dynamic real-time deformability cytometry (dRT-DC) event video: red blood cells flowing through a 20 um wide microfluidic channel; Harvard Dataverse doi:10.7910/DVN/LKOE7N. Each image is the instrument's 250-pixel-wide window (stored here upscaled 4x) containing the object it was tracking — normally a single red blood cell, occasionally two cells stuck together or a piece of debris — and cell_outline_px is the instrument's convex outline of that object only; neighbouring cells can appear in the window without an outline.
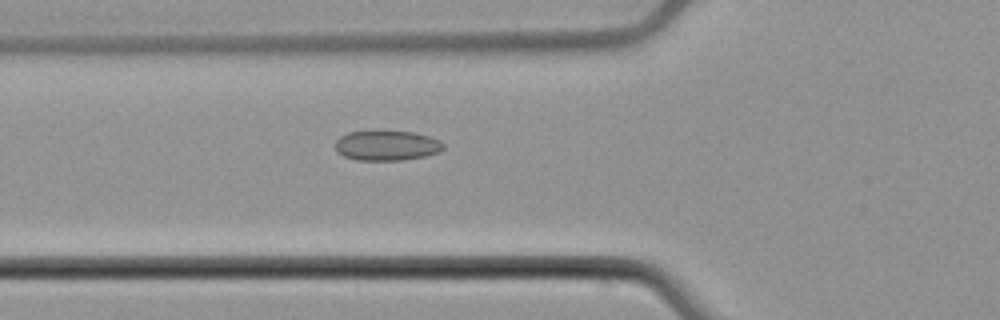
{"species": "common noctule bat (a hibernating species)", "species_latin": "Nyctalus noctula", "temperature_condition": "cold", "stored_images_in_passage": 34, "camera_frame_rate_fps": 3000, "um_per_image_px": 0.085, "animal": {"sex": "male", "body_mass_g": 21.5, "forearm_length_mm": 52.0}, "frame": {"image": 1, "passage_image": 7, "time_ms": 2.0, "image_size_px": [1000, 320], "cell_outline_px": [[444, 148], [440, 152], [424, 156], [400, 160], [356, 160], [344, 156], [336, 152], [336, 140], [340, 136], [348, 132], [376, 128], [412, 132], [428, 136], [440, 140], [444, 144]], "centroid_in_image_um": [32.84, 12.32], "position_along_channel_um": 93.0, "area_um2": 19.59}}
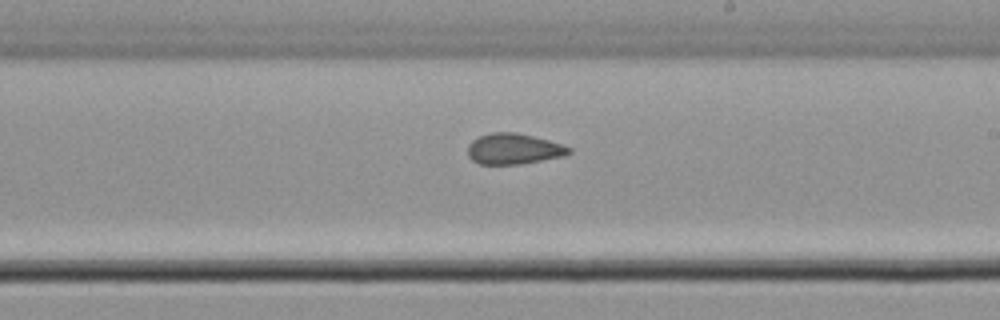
{"frame": {"image": 2, "passage_image": 19, "time_ms": 6.0, "image_size_px": [1000, 320], "cell_outline_px": [[572, 152], [564, 156], [520, 164], [480, 164], [472, 160], [468, 156], [468, 144], [472, 140], [480, 136], [492, 132], [516, 132], [548, 140], [572, 148]], "centroid_in_image_um": [43.65, 12.65], "position_along_channel_um": 245.4, "area_um2": 18.09}}
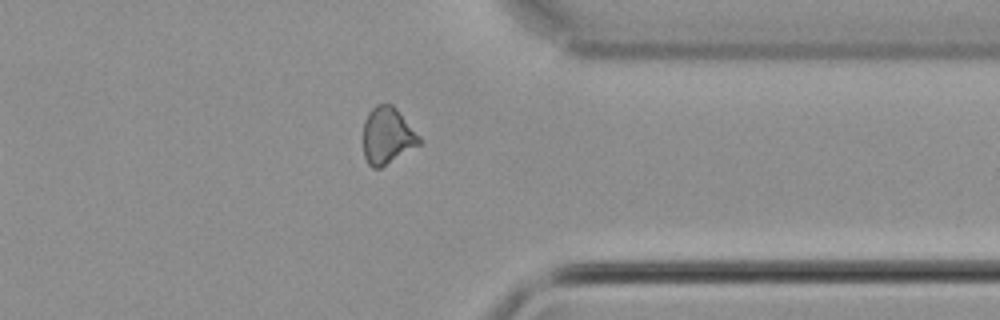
{"frame": {"image": 3, "passage_image": 30, "time_ms": 9.667, "image_size_px": [1000, 320], "cell_outline_px": [[420, 144], [380, 168], [372, 168], [368, 164], [364, 156], [364, 120], [368, 112], [376, 104], [392, 104], [396, 108], [420, 136]], "centroid_in_image_um": [32.91, 11.52], "position_along_channel_um": 378.5, "area_um2": 18.38}, "authors_computed_cell_mechanics": {"area_um2": 18.4382, "velocity_mm_per_s": 3.8139, "shape_relaxation_time_tau1_ms": null, "shape_relaxation_time_tau2_ms": 2.5784, "deformation_change_tau1": null, "deformation_change_tau2": 0.0822}}